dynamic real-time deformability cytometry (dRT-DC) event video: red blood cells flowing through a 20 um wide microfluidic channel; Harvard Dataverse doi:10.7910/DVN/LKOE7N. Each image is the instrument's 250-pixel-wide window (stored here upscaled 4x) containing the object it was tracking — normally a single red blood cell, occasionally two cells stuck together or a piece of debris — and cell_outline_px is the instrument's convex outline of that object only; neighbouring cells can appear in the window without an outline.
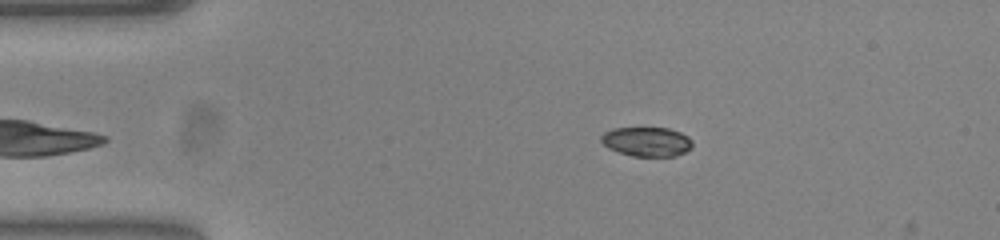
{"species": "common noctule bat (a hibernating species)", "species_latin": "Nyctalus noctula", "temperature_condition": "warm", "stored_images_in_passage": 5, "camera_frame_rate_fps": 3000, "um_per_image_px": 0.085, "animal": {"sex": "female", "body_mass_g": 23.0, "forearm_length_mm": 53.4}, "frame": {"image": 1, "passage_image": 3, "time_ms": 0.667, "image_size_px": [1000, 240], "cell_outline_px": [[692, 148], [676, 156], [632, 156], [608, 148], [600, 140], [600, 136], [604, 132], [612, 128], [668, 128], [680, 132], [688, 136], [692, 140]], "centroid_in_image_um": [54.98, 12.03], "position_along_channel_um": 30.0, "area_um2": 15.66}}